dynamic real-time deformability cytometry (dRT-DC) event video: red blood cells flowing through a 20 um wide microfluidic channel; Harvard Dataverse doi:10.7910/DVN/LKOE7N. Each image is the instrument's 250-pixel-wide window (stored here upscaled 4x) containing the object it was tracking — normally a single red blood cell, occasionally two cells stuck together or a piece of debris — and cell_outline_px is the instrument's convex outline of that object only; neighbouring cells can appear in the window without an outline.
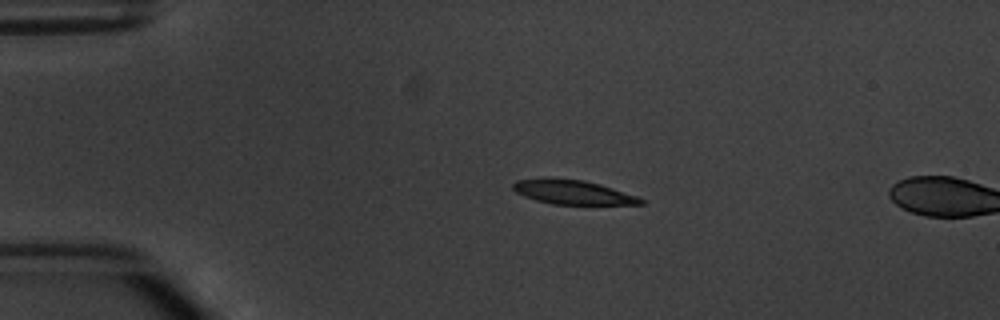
{"species": "common noctule bat (a hibernating species)", "species_latin": "Nyctalus noctula", "temperature_condition": "warm", "stored_images_in_passage": 4, "camera_frame_rate_fps": 3000, "um_per_image_px": 0.085, "animal": {"sex": "male", "body_mass_g": 20.1, "forearm_length_mm": 53.5}, "frame": {"image": 1, "passage_image": 3, "time_ms": 2.333, "image_size_px": [1000, 320], "cell_outline_px": [[644, 204], [552, 204], [536, 200], [524, 196], [516, 192], [512, 188], [512, 184], [516, 180], [544, 176], [548, 176], [584, 180], [600, 184], [636, 196], [644, 200]], "centroid_in_image_um": [48.59, 16.3], "position_along_channel_um": 36.4, "area_um2": 18.26}}